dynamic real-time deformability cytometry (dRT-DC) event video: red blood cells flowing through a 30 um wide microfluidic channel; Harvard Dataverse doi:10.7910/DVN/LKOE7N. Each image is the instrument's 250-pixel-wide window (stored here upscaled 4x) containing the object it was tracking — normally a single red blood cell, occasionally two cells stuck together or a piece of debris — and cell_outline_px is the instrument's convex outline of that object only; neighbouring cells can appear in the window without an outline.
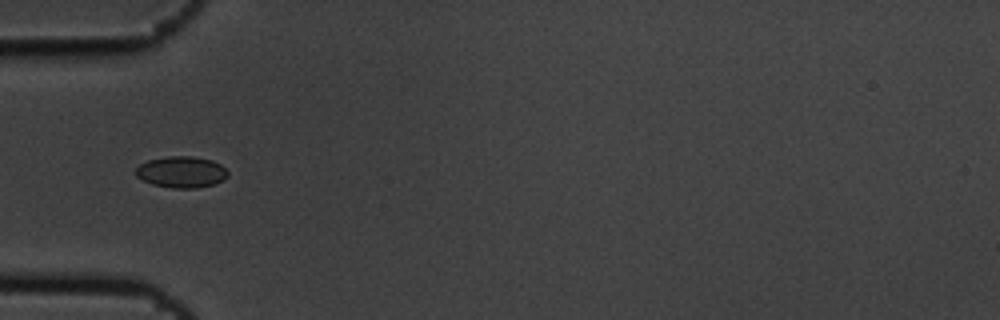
{"species": "common noctule bat (a hibernating species)", "species_latin": "Nyctalus noctula", "temperature_condition": "cold", "stored_images_in_passage": 7, "camera_frame_rate_fps": 3000, "um_per_image_px": 0.085, "animal": {"sex": "male", "body_mass_g": 19.5, "forearm_length_mm": 54.6}, "frame": {"image": 1, "passage_image": 5, "time_ms": 1.333, "image_size_px": [1000, 320], "cell_outline_px": [[228, 176], [224, 180], [212, 184], [196, 188], [172, 188], [152, 184], [136, 176], [136, 168], [140, 164], [148, 160], [168, 156], [192, 156], [212, 160], [220, 164], [228, 172]], "centroid_in_image_um": [15.43, 14.62], "position_along_channel_um": 69.6, "area_um2": 16.76}}
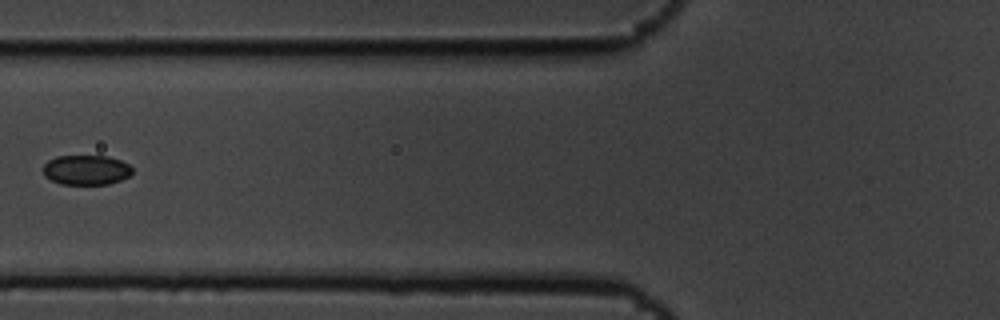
{"frame": {"image": 2, "passage_image": 6, "time_ms": 1.667, "image_size_px": [1000, 320], "cell_outline_px": [[132, 172], [128, 176], [120, 180], [108, 184], [60, 184], [44, 176], [44, 164], [48, 160], [56, 156], [108, 156], [120, 160], [128, 164], [132, 168]], "centroid_in_image_um": [7.32, 14.44], "position_along_channel_um": 118.5, "area_um2": 15.43}}
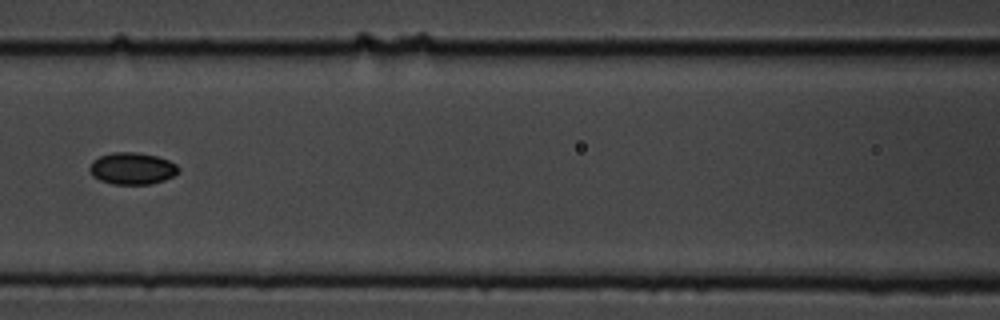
{"frame": {"image": 3, "passage_image": 7, "time_ms": 2.0, "image_size_px": [1000, 320], "cell_outline_px": [[180, 172], [164, 180], [152, 184], [112, 184], [100, 180], [92, 176], [88, 168], [92, 160], [100, 156], [112, 152], [136, 152], [156, 156], [168, 160], [176, 164], [180, 168]], "centroid_in_image_um": [11.22, 14.32], "position_along_channel_um": 155.4, "area_um2": 16.65}}